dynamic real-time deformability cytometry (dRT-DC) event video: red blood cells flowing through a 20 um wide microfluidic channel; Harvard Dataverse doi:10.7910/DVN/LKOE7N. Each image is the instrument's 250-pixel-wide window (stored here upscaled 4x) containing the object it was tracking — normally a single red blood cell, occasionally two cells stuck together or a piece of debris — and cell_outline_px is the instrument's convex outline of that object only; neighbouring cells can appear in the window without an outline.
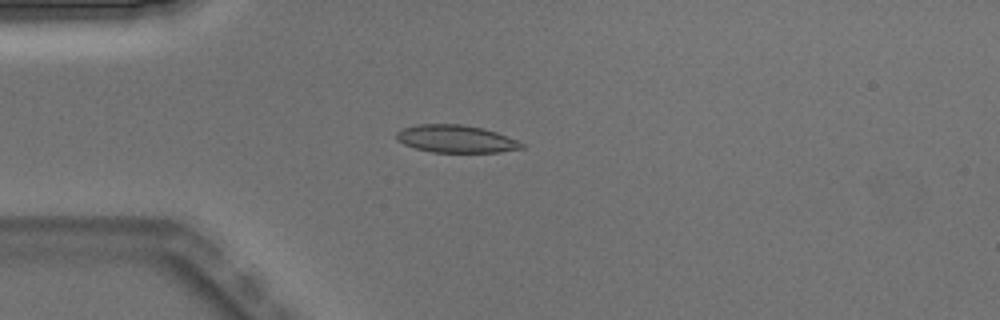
{"species": "Egyptian fruit bat (a non-hibernating species)", "species_latin": "Rousettus aegyptiacus", "temperature_condition": "warm", "stored_images_in_passage": 3, "camera_frame_rate_fps": 3000, "um_per_image_px": 0.085, "animal": {"sex": "male"}, "frame": {"image": 1, "passage_image": 3, "time_ms": 0.667, "image_size_px": [1000, 320], "cell_outline_px": [[524, 148], [500, 152], [432, 152], [416, 148], [404, 144], [396, 140], [396, 132], [404, 128], [416, 124], [460, 124], [484, 128], [508, 136], [524, 144]], "centroid_in_image_um": [38.75, 11.8], "position_along_channel_um": 46.2, "area_um2": 20.11}}